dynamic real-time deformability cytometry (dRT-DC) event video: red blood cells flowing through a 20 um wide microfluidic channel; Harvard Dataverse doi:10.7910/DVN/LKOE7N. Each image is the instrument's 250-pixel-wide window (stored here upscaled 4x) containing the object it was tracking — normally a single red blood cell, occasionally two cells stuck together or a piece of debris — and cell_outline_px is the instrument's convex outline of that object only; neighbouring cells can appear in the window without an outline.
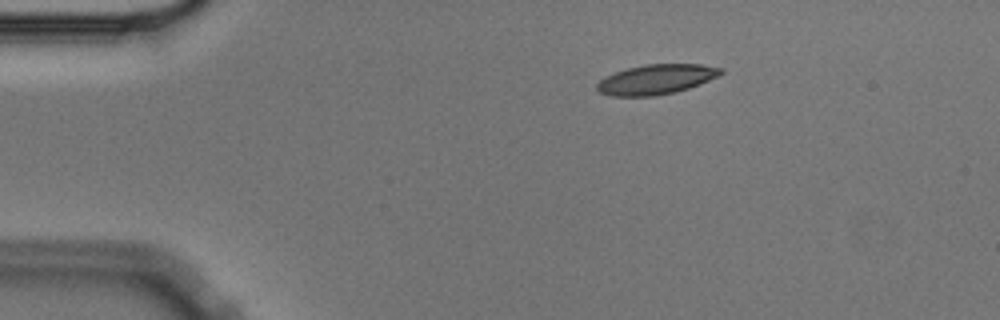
{"species": "Egyptian fruit bat (a non-hibernating species)", "species_latin": "Rousettus aegyptiacus", "temperature_condition": "cold", "stored_images_in_passage": 47, "camera_frame_rate_fps": 3000, "um_per_image_px": 0.085, "animal": {"sex": "male"}, "frame": {"image": 1, "passage_image": 1, "time_ms": 0.0, "image_size_px": [1000, 320], "cell_outline_px": [[724, 72], [720, 76], [700, 84], [676, 92], [656, 96], [612, 96], [600, 92], [596, 88], [596, 84], [604, 76], [628, 68], [644, 64], [700, 64], [724, 68]], "centroid_in_image_um": [55.81, 6.74], "position_along_channel_um": 29.2, "area_um2": 21.73}}
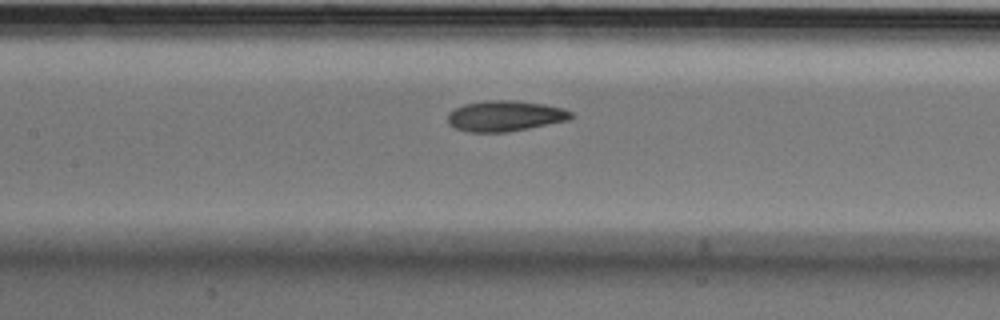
{"frame": {"image": 2, "passage_image": 17, "time_ms": 5.333, "image_size_px": [1000, 320], "cell_outline_px": [[572, 116], [568, 120], [508, 132], [468, 132], [456, 128], [448, 124], [448, 112], [452, 108], [464, 104], [488, 100], [512, 100], [544, 104], [564, 108], [572, 112]], "centroid_in_image_um": [42.89, 9.85], "position_along_channel_um": 164.5, "area_um2": 22.08}}
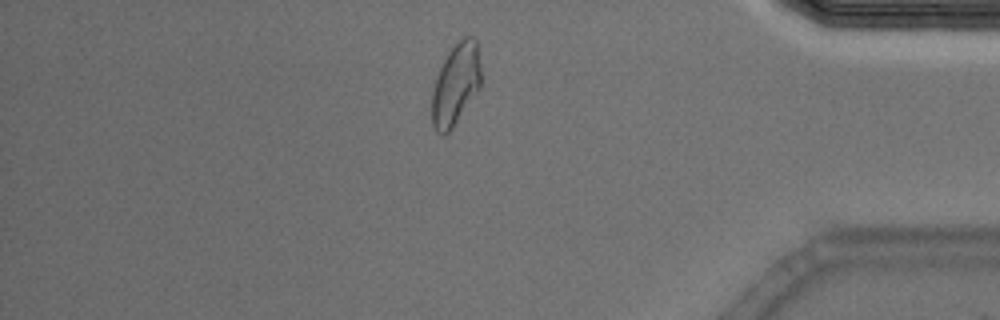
{"frame": {"image": 3, "passage_image": 39, "time_ms": 12.667, "image_size_px": [1000, 320], "cell_outline_px": [[480, 88], [452, 128], [444, 136], [436, 132], [432, 124], [432, 92], [440, 68], [448, 52], [464, 36], [472, 36], [476, 40], [480, 64]], "centroid_in_image_um": [38.74, 7.19], "position_along_channel_um": 396.5, "area_um2": 23.06}, "authors_computed_cell_mechanics": {"area_um2": 22.3108, "velocity_mm_per_s": 3.565, "shape_relaxation_time_tau1_ms": 5.0745, "shape_relaxation_time_tau2_ms": 2.3515, "deformation_change_tau1": 0.1467, "deformation_change_tau2": 0.0812}}